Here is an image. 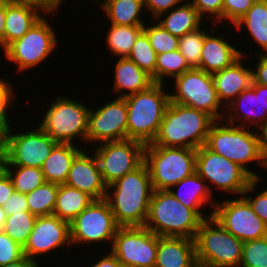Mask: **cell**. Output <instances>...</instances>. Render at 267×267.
<instances>
[{"label":"cell","mask_w":267,"mask_h":267,"mask_svg":"<svg viewBox=\"0 0 267 267\" xmlns=\"http://www.w3.org/2000/svg\"><path fill=\"white\" fill-rule=\"evenodd\" d=\"M260 179H254L247 187V190L242 194V196L249 202L253 211L264 221L267 227V189H264L262 192L252 199L253 196L248 197L245 194L252 193L256 191ZM257 185V186H256ZM256 187V188H255Z\"/></svg>","instance_id":"7bdbcfd3"},{"label":"cell","mask_w":267,"mask_h":267,"mask_svg":"<svg viewBox=\"0 0 267 267\" xmlns=\"http://www.w3.org/2000/svg\"><path fill=\"white\" fill-rule=\"evenodd\" d=\"M188 2V3H187ZM185 4L174 7L164 19H159L158 23L173 36L181 38L186 33L192 32L202 27V19L205 18L187 1Z\"/></svg>","instance_id":"83f0119b"},{"label":"cell","mask_w":267,"mask_h":267,"mask_svg":"<svg viewBox=\"0 0 267 267\" xmlns=\"http://www.w3.org/2000/svg\"><path fill=\"white\" fill-rule=\"evenodd\" d=\"M196 173L223 192L240 194L247 190L254 178L239 164L216 154L204 145L196 150Z\"/></svg>","instance_id":"8fae6325"},{"label":"cell","mask_w":267,"mask_h":267,"mask_svg":"<svg viewBox=\"0 0 267 267\" xmlns=\"http://www.w3.org/2000/svg\"><path fill=\"white\" fill-rule=\"evenodd\" d=\"M119 226L106 199L93 200L70 222L71 244L113 241Z\"/></svg>","instance_id":"9a60e30c"},{"label":"cell","mask_w":267,"mask_h":267,"mask_svg":"<svg viewBox=\"0 0 267 267\" xmlns=\"http://www.w3.org/2000/svg\"><path fill=\"white\" fill-rule=\"evenodd\" d=\"M243 58L241 56L230 67L212 74L218 98L222 104L225 101V107L252 84V69L241 63Z\"/></svg>","instance_id":"7402d4cb"},{"label":"cell","mask_w":267,"mask_h":267,"mask_svg":"<svg viewBox=\"0 0 267 267\" xmlns=\"http://www.w3.org/2000/svg\"><path fill=\"white\" fill-rule=\"evenodd\" d=\"M37 216L29 211L20 212L6 217L2 231L21 247L26 244L33 230Z\"/></svg>","instance_id":"d590c367"},{"label":"cell","mask_w":267,"mask_h":267,"mask_svg":"<svg viewBox=\"0 0 267 267\" xmlns=\"http://www.w3.org/2000/svg\"><path fill=\"white\" fill-rule=\"evenodd\" d=\"M58 184L45 182L26 194L29 212L35 216L53 215L56 204Z\"/></svg>","instance_id":"d6a6232c"},{"label":"cell","mask_w":267,"mask_h":267,"mask_svg":"<svg viewBox=\"0 0 267 267\" xmlns=\"http://www.w3.org/2000/svg\"><path fill=\"white\" fill-rule=\"evenodd\" d=\"M203 219L177 200L169 190H154L145 228L157 236L195 238Z\"/></svg>","instance_id":"5b68a950"},{"label":"cell","mask_w":267,"mask_h":267,"mask_svg":"<svg viewBox=\"0 0 267 267\" xmlns=\"http://www.w3.org/2000/svg\"><path fill=\"white\" fill-rule=\"evenodd\" d=\"M39 266L40 265H38L34 261H31L27 259L25 256H23L20 260L16 262L9 263L7 265H2L0 267H39Z\"/></svg>","instance_id":"11a10c76"},{"label":"cell","mask_w":267,"mask_h":267,"mask_svg":"<svg viewBox=\"0 0 267 267\" xmlns=\"http://www.w3.org/2000/svg\"><path fill=\"white\" fill-rule=\"evenodd\" d=\"M239 267H267V237L243 243Z\"/></svg>","instance_id":"ab89813d"},{"label":"cell","mask_w":267,"mask_h":267,"mask_svg":"<svg viewBox=\"0 0 267 267\" xmlns=\"http://www.w3.org/2000/svg\"><path fill=\"white\" fill-rule=\"evenodd\" d=\"M91 267H123L118 259L110 252L102 257L98 262L94 263Z\"/></svg>","instance_id":"f5cc1de1"},{"label":"cell","mask_w":267,"mask_h":267,"mask_svg":"<svg viewBox=\"0 0 267 267\" xmlns=\"http://www.w3.org/2000/svg\"><path fill=\"white\" fill-rule=\"evenodd\" d=\"M225 108H227L228 110L230 109L229 111L231 110L233 111L234 109V112L236 113L232 114L230 112L228 117H225L228 119L229 124L250 128L251 125L257 127L258 125L267 120V110L264 107L262 108V104L260 102V84L254 83L253 81L249 88L242 91ZM236 111H238V113ZM241 113L243 117H240ZM239 118L240 119L243 118L241 120L242 122L241 121L239 123L235 122Z\"/></svg>","instance_id":"603a6c76"},{"label":"cell","mask_w":267,"mask_h":267,"mask_svg":"<svg viewBox=\"0 0 267 267\" xmlns=\"http://www.w3.org/2000/svg\"><path fill=\"white\" fill-rule=\"evenodd\" d=\"M194 242L199 267H239L243 242L212 216L201 222Z\"/></svg>","instance_id":"8992f818"},{"label":"cell","mask_w":267,"mask_h":267,"mask_svg":"<svg viewBox=\"0 0 267 267\" xmlns=\"http://www.w3.org/2000/svg\"><path fill=\"white\" fill-rule=\"evenodd\" d=\"M43 16L20 39L9 44L3 51L18 70L27 71L43 62L58 45L55 30Z\"/></svg>","instance_id":"30bf717a"},{"label":"cell","mask_w":267,"mask_h":267,"mask_svg":"<svg viewBox=\"0 0 267 267\" xmlns=\"http://www.w3.org/2000/svg\"><path fill=\"white\" fill-rule=\"evenodd\" d=\"M13 87L10 86L8 83V80L5 81L3 79H0V128L7 132L11 127L9 120H8V112L7 110L11 106L10 104H13L14 102V95Z\"/></svg>","instance_id":"ee69618b"},{"label":"cell","mask_w":267,"mask_h":267,"mask_svg":"<svg viewBox=\"0 0 267 267\" xmlns=\"http://www.w3.org/2000/svg\"><path fill=\"white\" fill-rule=\"evenodd\" d=\"M259 62L256 64V69L252 67V79L254 83L267 86V53L257 52Z\"/></svg>","instance_id":"c3c4849f"},{"label":"cell","mask_w":267,"mask_h":267,"mask_svg":"<svg viewBox=\"0 0 267 267\" xmlns=\"http://www.w3.org/2000/svg\"><path fill=\"white\" fill-rule=\"evenodd\" d=\"M143 32L147 35L150 45L157 54L178 50L179 38L165 30L159 23L143 25Z\"/></svg>","instance_id":"f35d334b"},{"label":"cell","mask_w":267,"mask_h":267,"mask_svg":"<svg viewBox=\"0 0 267 267\" xmlns=\"http://www.w3.org/2000/svg\"><path fill=\"white\" fill-rule=\"evenodd\" d=\"M44 10L28 3H14L6 0L4 28V49L20 39L43 16Z\"/></svg>","instance_id":"cb8c5ba5"},{"label":"cell","mask_w":267,"mask_h":267,"mask_svg":"<svg viewBox=\"0 0 267 267\" xmlns=\"http://www.w3.org/2000/svg\"><path fill=\"white\" fill-rule=\"evenodd\" d=\"M10 128L5 132L4 147L6 166L41 168L57 144L39 126L34 130L14 134ZM12 132V133H11Z\"/></svg>","instance_id":"2e32d148"},{"label":"cell","mask_w":267,"mask_h":267,"mask_svg":"<svg viewBox=\"0 0 267 267\" xmlns=\"http://www.w3.org/2000/svg\"><path fill=\"white\" fill-rule=\"evenodd\" d=\"M7 155L4 145L0 146V176L6 172Z\"/></svg>","instance_id":"9f6ffc18"},{"label":"cell","mask_w":267,"mask_h":267,"mask_svg":"<svg viewBox=\"0 0 267 267\" xmlns=\"http://www.w3.org/2000/svg\"><path fill=\"white\" fill-rule=\"evenodd\" d=\"M6 215L29 211L26 194L14 191L2 206Z\"/></svg>","instance_id":"7dc6e473"},{"label":"cell","mask_w":267,"mask_h":267,"mask_svg":"<svg viewBox=\"0 0 267 267\" xmlns=\"http://www.w3.org/2000/svg\"><path fill=\"white\" fill-rule=\"evenodd\" d=\"M259 127V128H258ZM255 132L262 155L267 159V120L256 127Z\"/></svg>","instance_id":"816d5d0a"},{"label":"cell","mask_w":267,"mask_h":267,"mask_svg":"<svg viewBox=\"0 0 267 267\" xmlns=\"http://www.w3.org/2000/svg\"><path fill=\"white\" fill-rule=\"evenodd\" d=\"M127 58L150 75L155 83L157 53L150 45L148 37L144 32L137 37Z\"/></svg>","instance_id":"8d00e7d4"},{"label":"cell","mask_w":267,"mask_h":267,"mask_svg":"<svg viewBox=\"0 0 267 267\" xmlns=\"http://www.w3.org/2000/svg\"><path fill=\"white\" fill-rule=\"evenodd\" d=\"M247 27L251 38L262 46L264 53H267V0H256L247 13L240 18L234 27L241 30L242 26Z\"/></svg>","instance_id":"4dcf8cb0"},{"label":"cell","mask_w":267,"mask_h":267,"mask_svg":"<svg viewBox=\"0 0 267 267\" xmlns=\"http://www.w3.org/2000/svg\"><path fill=\"white\" fill-rule=\"evenodd\" d=\"M115 64L113 90L115 93L122 92L117 97L144 91L154 84L151 76L127 57L119 58Z\"/></svg>","instance_id":"484cf974"},{"label":"cell","mask_w":267,"mask_h":267,"mask_svg":"<svg viewBox=\"0 0 267 267\" xmlns=\"http://www.w3.org/2000/svg\"><path fill=\"white\" fill-rule=\"evenodd\" d=\"M94 151L104 183L108 186L144 163L143 143L124 139L103 142Z\"/></svg>","instance_id":"4fadbf2b"},{"label":"cell","mask_w":267,"mask_h":267,"mask_svg":"<svg viewBox=\"0 0 267 267\" xmlns=\"http://www.w3.org/2000/svg\"><path fill=\"white\" fill-rule=\"evenodd\" d=\"M6 172L12 180L14 190L20 193H30L46 182L41 168L6 166Z\"/></svg>","instance_id":"e575fe53"},{"label":"cell","mask_w":267,"mask_h":267,"mask_svg":"<svg viewBox=\"0 0 267 267\" xmlns=\"http://www.w3.org/2000/svg\"><path fill=\"white\" fill-rule=\"evenodd\" d=\"M6 217H7V215H6L5 211L3 210V207L0 206V230L3 229L4 223L6 221Z\"/></svg>","instance_id":"680465c9"},{"label":"cell","mask_w":267,"mask_h":267,"mask_svg":"<svg viewBox=\"0 0 267 267\" xmlns=\"http://www.w3.org/2000/svg\"><path fill=\"white\" fill-rule=\"evenodd\" d=\"M102 10L114 25H144L140 15L144 8L143 0H103Z\"/></svg>","instance_id":"f546056e"},{"label":"cell","mask_w":267,"mask_h":267,"mask_svg":"<svg viewBox=\"0 0 267 267\" xmlns=\"http://www.w3.org/2000/svg\"><path fill=\"white\" fill-rule=\"evenodd\" d=\"M111 252L123 267H154L157 235L145 227H119Z\"/></svg>","instance_id":"7c38bea8"},{"label":"cell","mask_w":267,"mask_h":267,"mask_svg":"<svg viewBox=\"0 0 267 267\" xmlns=\"http://www.w3.org/2000/svg\"><path fill=\"white\" fill-rule=\"evenodd\" d=\"M89 111L82 102L59 96L50 103L38 126L57 143L74 144L72 141L78 137L87 144Z\"/></svg>","instance_id":"ba28073f"},{"label":"cell","mask_w":267,"mask_h":267,"mask_svg":"<svg viewBox=\"0 0 267 267\" xmlns=\"http://www.w3.org/2000/svg\"><path fill=\"white\" fill-rule=\"evenodd\" d=\"M256 0H223L222 22L230 20L234 25L253 6Z\"/></svg>","instance_id":"b9f144b4"},{"label":"cell","mask_w":267,"mask_h":267,"mask_svg":"<svg viewBox=\"0 0 267 267\" xmlns=\"http://www.w3.org/2000/svg\"><path fill=\"white\" fill-rule=\"evenodd\" d=\"M220 202L216 203L210 214L229 233L243 243L267 237L264 221L243 196Z\"/></svg>","instance_id":"5bb4252c"},{"label":"cell","mask_w":267,"mask_h":267,"mask_svg":"<svg viewBox=\"0 0 267 267\" xmlns=\"http://www.w3.org/2000/svg\"><path fill=\"white\" fill-rule=\"evenodd\" d=\"M176 93H170V102L204 111L215 120L224 121L212 74L199 68H191L174 78Z\"/></svg>","instance_id":"9c48e42d"},{"label":"cell","mask_w":267,"mask_h":267,"mask_svg":"<svg viewBox=\"0 0 267 267\" xmlns=\"http://www.w3.org/2000/svg\"><path fill=\"white\" fill-rule=\"evenodd\" d=\"M81 151L74 144L57 143L44 161L41 170L46 182L64 184L67 180L71 163Z\"/></svg>","instance_id":"4316f807"},{"label":"cell","mask_w":267,"mask_h":267,"mask_svg":"<svg viewBox=\"0 0 267 267\" xmlns=\"http://www.w3.org/2000/svg\"><path fill=\"white\" fill-rule=\"evenodd\" d=\"M206 184V181L195 172L193 175L172 186L169 192L186 207L193 209L204 220L210 218L212 215L210 214L207 216L205 212L204 215L200 212V208L202 209V207L208 203L211 204L212 209H214L217 203L212 196L213 193L209 185ZM176 187L180 189L175 191L174 188ZM213 201H215V203Z\"/></svg>","instance_id":"d4e9b609"},{"label":"cell","mask_w":267,"mask_h":267,"mask_svg":"<svg viewBox=\"0 0 267 267\" xmlns=\"http://www.w3.org/2000/svg\"><path fill=\"white\" fill-rule=\"evenodd\" d=\"M106 45L118 58L128 57L137 37L143 32V25H109Z\"/></svg>","instance_id":"1f68e13d"},{"label":"cell","mask_w":267,"mask_h":267,"mask_svg":"<svg viewBox=\"0 0 267 267\" xmlns=\"http://www.w3.org/2000/svg\"><path fill=\"white\" fill-rule=\"evenodd\" d=\"M195 242L187 237L157 236L154 267H197Z\"/></svg>","instance_id":"ffe728a7"},{"label":"cell","mask_w":267,"mask_h":267,"mask_svg":"<svg viewBox=\"0 0 267 267\" xmlns=\"http://www.w3.org/2000/svg\"><path fill=\"white\" fill-rule=\"evenodd\" d=\"M6 16V0H0V47L4 50V28Z\"/></svg>","instance_id":"db71d44e"},{"label":"cell","mask_w":267,"mask_h":267,"mask_svg":"<svg viewBox=\"0 0 267 267\" xmlns=\"http://www.w3.org/2000/svg\"><path fill=\"white\" fill-rule=\"evenodd\" d=\"M5 132L0 128V146L4 145Z\"/></svg>","instance_id":"91938a15"},{"label":"cell","mask_w":267,"mask_h":267,"mask_svg":"<svg viewBox=\"0 0 267 267\" xmlns=\"http://www.w3.org/2000/svg\"><path fill=\"white\" fill-rule=\"evenodd\" d=\"M204 29L198 28L179 38L178 50L191 68H199L204 39L208 34Z\"/></svg>","instance_id":"74e56055"},{"label":"cell","mask_w":267,"mask_h":267,"mask_svg":"<svg viewBox=\"0 0 267 267\" xmlns=\"http://www.w3.org/2000/svg\"><path fill=\"white\" fill-rule=\"evenodd\" d=\"M215 121L204 111L170 102L155 139L147 145L197 150L205 145L210 127Z\"/></svg>","instance_id":"7a4b0ae2"},{"label":"cell","mask_w":267,"mask_h":267,"mask_svg":"<svg viewBox=\"0 0 267 267\" xmlns=\"http://www.w3.org/2000/svg\"><path fill=\"white\" fill-rule=\"evenodd\" d=\"M93 200L94 199L85 192L66 184H58L53 215L70 223Z\"/></svg>","instance_id":"f1b7e54d"},{"label":"cell","mask_w":267,"mask_h":267,"mask_svg":"<svg viewBox=\"0 0 267 267\" xmlns=\"http://www.w3.org/2000/svg\"><path fill=\"white\" fill-rule=\"evenodd\" d=\"M153 191L145 163L108 185L105 199L110 205L117 225L144 227Z\"/></svg>","instance_id":"6da1fadb"},{"label":"cell","mask_w":267,"mask_h":267,"mask_svg":"<svg viewBox=\"0 0 267 267\" xmlns=\"http://www.w3.org/2000/svg\"><path fill=\"white\" fill-rule=\"evenodd\" d=\"M191 69L179 50L157 54L155 83L164 84V79H172Z\"/></svg>","instance_id":"836d02e7"},{"label":"cell","mask_w":267,"mask_h":267,"mask_svg":"<svg viewBox=\"0 0 267 267\" xmlns=\"http://www.w3.org/2000/svg\"><path fill=\"white\" fill-rule=\"evenodd\" d=\"M65 244L72 245L70 223L55 215L38 216L23 247V255L39 264L36 256L53 252Z\"/></svg>","instance_id":"ac0fdd59"},{"label":"cell","mask_w":267,"mask_h":267,"mask_svg":"<svg viewBox=\"0 0 267 267\" xmlns=\"http://www.w3.org/2000/svg\"><path fill=\"white\" fill-rule=\"evenodd\" d=\"M190 3L202 16L206 14L209 19L212 16L215 22L213 24L222 22L223 0H191Z\"/></svg>","instance_id":"f6af8a7d"},{"label":"cell","mask_w":267,"mask_h":267,"mask_svg":"<svg viewBox=\"0 0 267 267\" xmlns=\"http://www.w3.org/2000/svg\"><path fill=\"white\" fill-rule=\"evenodd\" d=\"M14 3H28L44 10L46 14L54 13L61 5V0H10Z\"/></svg>","instance_id":"681fc988"},{"label":"cell","mask_w":267,"mask_h":267,"mask_svg":"<svg viewBox=\"0 0 267 267\" xmlns=\"http://www.w3.org/2000/svg\"><path fill=\"white\" fill-rule=\"evenodd\" d=\"M127 115L124 97H116L95 111L90 109L87 144L127 139Z\"/></svg>","instance_id":"e0dca14e"},{"label":"cell","mask_w":267,"mask_h":267,"mask_svg":"<svg viewBox=\"0 0 267 267\" xmlns=\"http://www.w3.org/2000/svg\"><path fill=\"white\" fill-rule=\"evenodd\" d=\"M144 1V8L148 9L153 18L157 20L161 16H164L167 11L173 9V7L179 6L181 2L186 0H143Z\"/></svg>","instance_id":"bcb514c9"},{"label":"cell","mask_w":267,"mask_h":267,"mask_svg":"<svg viewBox=\"0 0 267 267\" xmlns=\"http://www.w3.org/2000/svg\"><path fill=\"white\" fill-rule=\"evenodd\" d=\"M227 122L220 124L216 120L212 124L204 146L210 151L239 164L254 179H261L257 173L246 166L254 161H259L260 166L267 169V159L261 153L256 133L254 130L250 131L251 129L248 127L229 125Z\"/></svg>","instance_id":"277c9868"},{"label":"cell","mask_w":267,"mask_h":267,"mask_svg":"<svg viewBox=\"0 0 267 267\" xmlns=\"http://www.w3.org/2000/svg\"><path fill=\"white\" fill-rule=\"evenodd\" d=\"M164 84L154 83L148 89L125 96L127 139L150 144L155 139L165 111L170 103V92Z\"/></svg>","instance_id":"3957f363"},{"label":"cell","mask_w":267,"mask_h":267,"mask_svg":"<svg viewBox=\"0 0 267 267\" xmlns=\"http://www.w3.org/2000/svg\"><path fill=\"white\" fill-rule=\"evenodd\" d=\"M144 163L154 190H169L196 172V149L146 145Z\"/></svg>","instance_id":"52a82bcc"},{"label":"cell","mask_w":267,"mask_h":267,"mask_svg":"<svg viewBox=\"0 0 267 267\" xmlns=\"http://www.w3.org/2000/svg\"><path fill=\"white\" fill-rule=\"evenodd\" d=\"M81 150L73 159L64 184L87 193L94 200L106 198L107 185L104 183L95 155Z\"/></svg>","instance_id":"d6986e66"},{"label":"cell","mask_w":267,"mask_h":267,"mask_svg":"<svg viewBox=\"0 0 267 267\" xmlns=\"http://www.w3.org/2000/svg\"><path fill=\"white\" fill-rule=\"evenodd\" d=\"M23 256V247L0 230V266L16 262Z\"/></svg>","instance_id":"60d3db41"},{"label":"cell","mask_w":267,"mask_h":267,"mask_svg":"<svg viewBox=\"0 0 267 267\" xmlns=\"http://www.w3.org/2000/svg\"><path fill=\"white\" fill-rule=\"evenodd\" d=\"M14 185L7 172L0 176V206H3L14 192Z\"/></svg>","instance_id":"f907efd6"},{"label":"cell","mask_w":267,"mask_h":267,"mask_svg":"<svg viewBox=\"0 0 267 267\" xmlns=\"http://www.w3.org/2000/svg\"><path fill=\"white\" fill-rule=\"evenodd\" d=\"M260 102L262 104V108H266L267 110V86L260 84Z\"/></svg>","instance_id":"6f0895ef"},{"label":"cell","mask_w":267,"mask_h":267,"mask_svg":"<svg viewBox=\"0 0 267 267\" xmlns=\"http://www.w3.org/2000/svg\"><path fill=\"white\" fill-rule=\"evenodd\" d=\"M211 31L210 33L212 34L206 35L204 39L199 69L209 74H214L230 67L241 56L245 57V53L231 45L222 35L216 37L214 36V31Z\"/></svg>","instance_id":"44dd1931"}]
</instances>
